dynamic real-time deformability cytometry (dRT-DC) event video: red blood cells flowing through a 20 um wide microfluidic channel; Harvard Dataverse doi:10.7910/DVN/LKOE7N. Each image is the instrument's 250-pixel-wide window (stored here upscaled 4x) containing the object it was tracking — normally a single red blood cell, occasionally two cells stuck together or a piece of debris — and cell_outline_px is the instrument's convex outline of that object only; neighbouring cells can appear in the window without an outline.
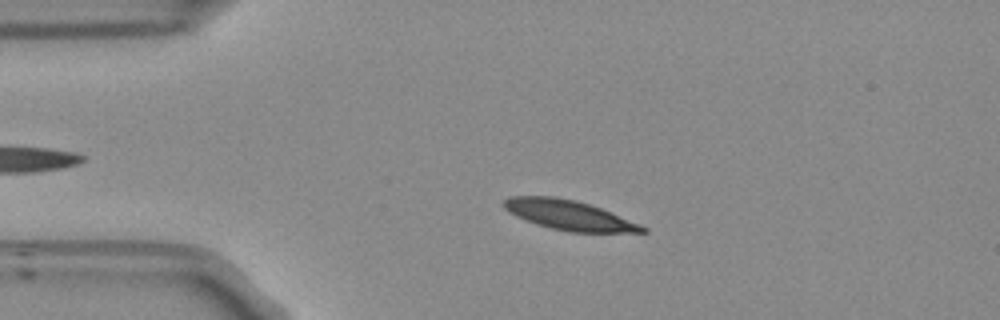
{"species": "Egyptian fruit bat (a non-hibernating species)", "species_latin": "Rousettus aegyptiacus", "temperature_condition": "room temperature", "stored_images_in_passage": 52, "camera_frame_rate_fps": 3000, "um_per_image_px": 0.085, "frame": {"image": 1, "passage_image": 10, "time_ms": 3.0, "image_size_px": [1000, 320], "cell_outline_px": [[648, 232], [568, 232], [536, 224], [516, 216], [508, 212], [500, 204], [508, 196], [556, 196], [576, 200], [600, 208], [640, 224], [648, 228]], "centroid_in_image_um": [48.31, 18.27], "position_along_channel_um": 36.7, "area_um2": 23.99}}
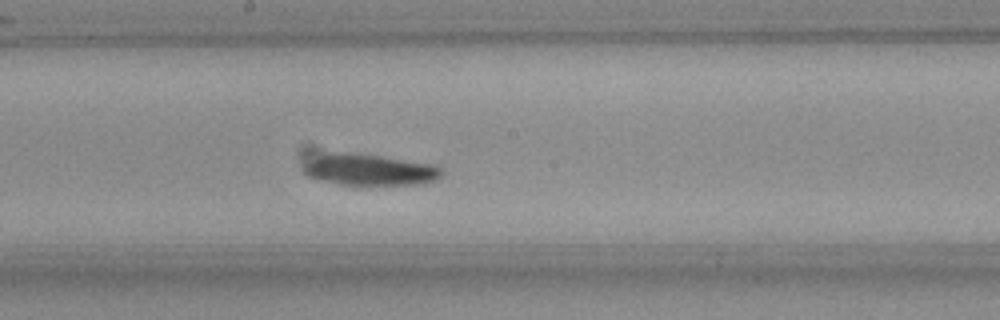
{"frame": {"image": 2, "passage_image": 27, "time_ms": 8.667, "image_size_px": [1000, 320], "cell_outline_px": [[444, 176], [436, 180], [424, 184], [340, 184], [316, 180], [308, 176], [304, 172], [304, 168], [308, 164], [320, 156], [336, 152], [376, 156], [432, 164], [440, 168], [444, 172]], "centroid_in_image_um": [31.49, 14.46], "position_along_channel_um": 216.7, "area_um2": 24.39}}
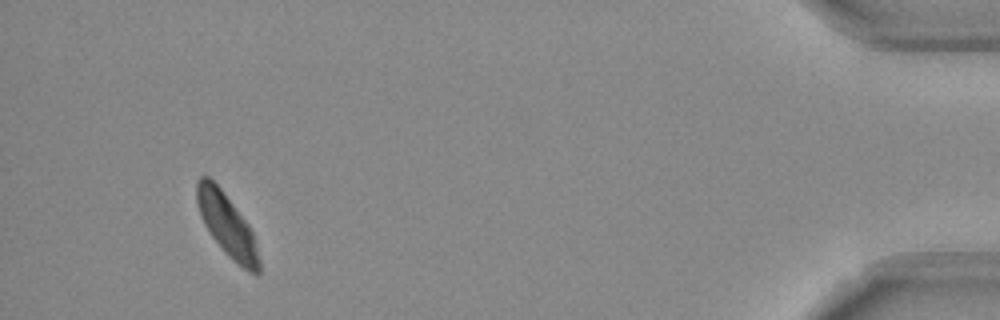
{"frame": {"image": 3, "passage_image": 49, "time_ms": 16.0, "image_size_px": [1000, 320], "cell_outline_px": [[260, 272], [256, 276], [248, 272], [232, 260], [228, 256], [212, 236], [204, 224], [200, 216], [196, 200], [196, 180], [200, 176], [208, 176], [220, 188], [248, 224], [252, 232], [260, 260]], "centroid_in_image_um": [19.29, 19.15], "position_along_channel_um": 415.9, "area_um2": 22.48}, "authors_computed_cell_mechanics": {"area_um2": 23.987, "velocity_mm_per_s": 3.7282, "shape_relaxation_time_tau1_ms": 2.2142, "shape_relaxation_time_tau2_ms": 6.5638, "deformation_change_tau1": 0.1216, "deformation_change_tau2": 0.144}}